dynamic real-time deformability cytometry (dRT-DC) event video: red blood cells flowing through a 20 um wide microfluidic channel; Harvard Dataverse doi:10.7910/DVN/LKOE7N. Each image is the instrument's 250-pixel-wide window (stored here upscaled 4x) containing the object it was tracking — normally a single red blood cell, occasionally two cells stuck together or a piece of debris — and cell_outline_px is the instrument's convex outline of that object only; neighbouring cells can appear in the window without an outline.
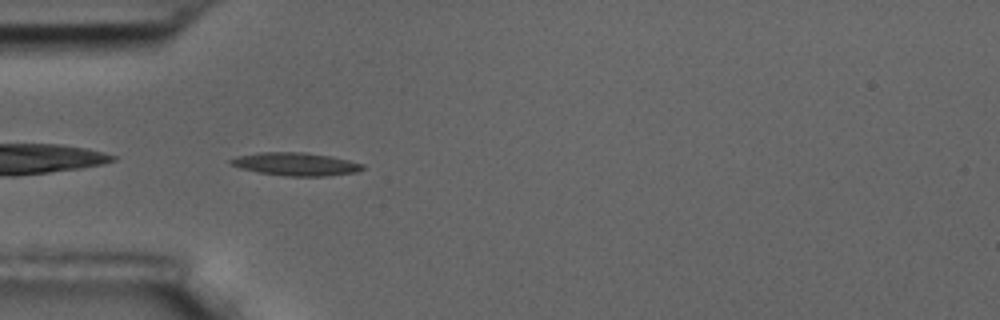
{"species": "common noctule bat (a hibernating species)", "species_latin": "Nyctalus noctula", "temperature_condition": "room temperature", "stored_images_in_passage": 40, "camera_frame_rate_fps": 3000, "um_per_image_px": 0.085, "animal": {"sex": "male", "body_mass_g": 17.5, "forearm_length_mm": 52.3}, "frame": {"image": 1, "passage_image": 1, "time_ms": 0.0, "image_size_px": [1000, 320], "cell_outline_px": [[364, 168], [356, 172], [324, 176], [288, 176], [260, 172], [240, 168], [228, 164], [228, 160], [236, 156], [260, 152], [304, 152], [332, 156], [364, 164]], "centroid_in_image_um": [25.11, 13.94], "position_along_channel_um": 59.9, "area_um2": 17.69}}
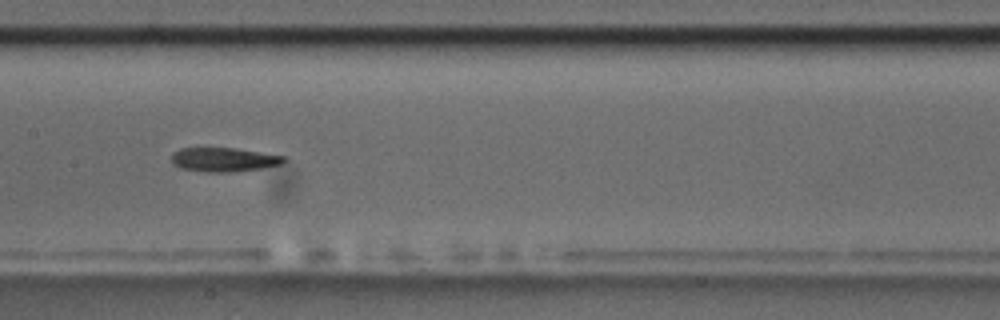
{"frame": {"image": 2, "passage_image": 12, "time_ms": 3.667, "image_size_px": [1000, 320], "cell_outline_px": [[288, 160], [280, 164], [260, 168], [228, 172], [204, 172], [180, 168], [172, 164], [172, 152], [180, 148], [232, 148], [284, 156]], "centroid_in_image_um": [18.96, 13.57], "position_along_channel_um": 188.4, "area_um2": 15.61}}
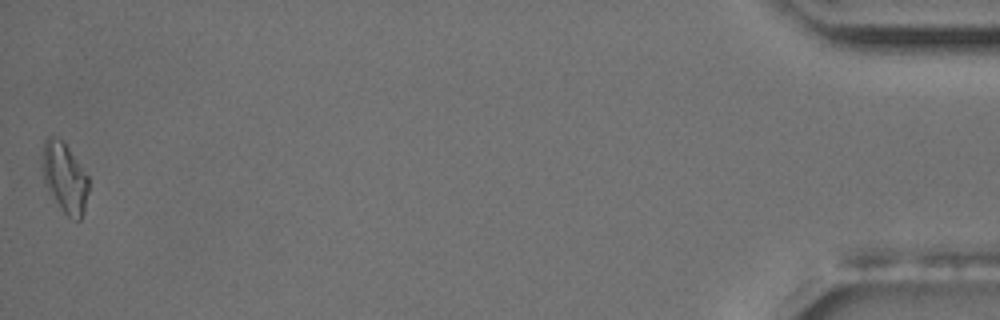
{"frame": {"image": 3, "passage_image": 40, "time_ms": 13.0, "image_size_px": [1000, 320], "cell_outline_px": [[88, 192], [84, 212], [80, 220], [76, 220], [68, 216], [64, 212], [44, 184], [44, 140], [48, 136], [52, 136], [60, 140], [68, 148], [88, 176]], "centroid_in_image_um": [5.53, 15.14], "position_along_channel_um": 429.7, "area_um2": 18.21}, "authors_computed_cell_mechanics": {"area_um2": 16.473, "velocity_mm_per_s": 3.5929, "shape_relaxation_time_tau1_ms": 6.3564, "shape_relaxation_time_tau2_ms": null, "deformation_change_tau1": 0.1958, "deformation_change_tau2": null}}